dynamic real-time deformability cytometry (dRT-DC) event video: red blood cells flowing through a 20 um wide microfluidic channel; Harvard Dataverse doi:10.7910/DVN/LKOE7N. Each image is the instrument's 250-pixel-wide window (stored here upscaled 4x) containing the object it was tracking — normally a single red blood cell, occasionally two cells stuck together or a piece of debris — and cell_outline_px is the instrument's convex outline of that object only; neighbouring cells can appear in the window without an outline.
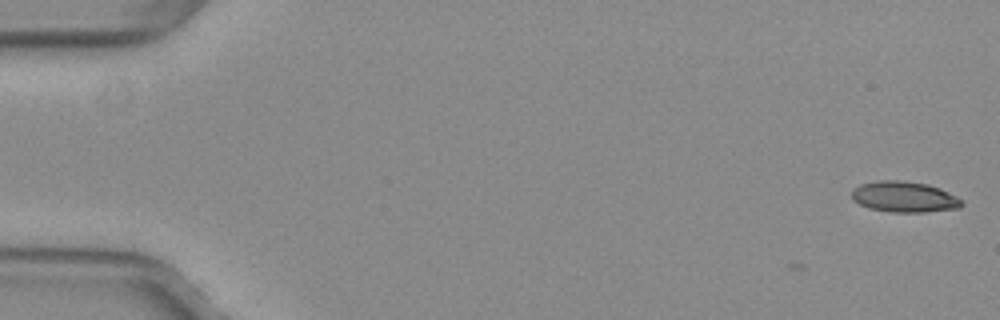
{"species": "common noctule bat (a hibernating species)", "species_latin": "Nyctalus noctula", "temperature_condition": "warm", "stored_images_in_passage": 2, "camera_frame_rate_fps": 3000, "um_per_image_px": 0.085, "animal": {"sex": "female", "body_mass_g": 29.2, "forearm_length_mm": 56.3}, "frame": {"image": 1, "passage_image": 2, "time_ms": 0.333, "image_size_px": [1000, 320], "cell_outline_px": [[964, 204], [960, 208], [924, 212], [892, 212], [868, 208], [852, 200], [852, 192], [860, 184], [880, 180], [896, 180], [928, 184], [940, 188], [964, 200]], "centroid_in_image_um": [76.89, 16.74], "position_along_channel_um": 8.1, "area_um2": 19.77}}